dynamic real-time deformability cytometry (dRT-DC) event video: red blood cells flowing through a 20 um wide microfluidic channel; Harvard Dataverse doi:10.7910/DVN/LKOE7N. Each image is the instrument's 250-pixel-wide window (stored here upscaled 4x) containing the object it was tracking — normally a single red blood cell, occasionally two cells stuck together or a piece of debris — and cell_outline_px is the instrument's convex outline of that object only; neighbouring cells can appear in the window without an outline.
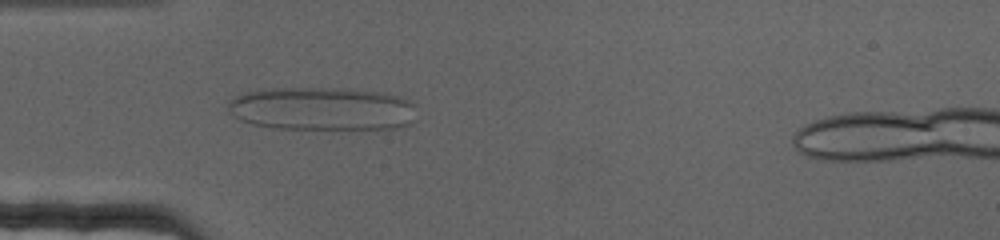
{"species": "human", "species_latin": "Homo sapiens", "temperature_condition": "cold", "stored_images_in_passage": 67, "camera_frame_rate_fps": 3000, "um_per_image_px": 0.085, "donor": {"sex": "female"}, "frame": {"image": 1, "passage_image": 19, "time_ms": 6.0, "image_size_px": [1000, 240], "cell_outline_px": [[412, 120], [408, 124], [396, 128], [276, 128], [252, 124], [240, 120], [228, 112], [228, 104], [236, 96], [244, 92], [272, 88], [344, 88], [384, 92], [412, 100]], "centroid_in_image_um": [27.34, 9.22], "position_along_channel_um": 57.7, "area_um2": 47.28}}
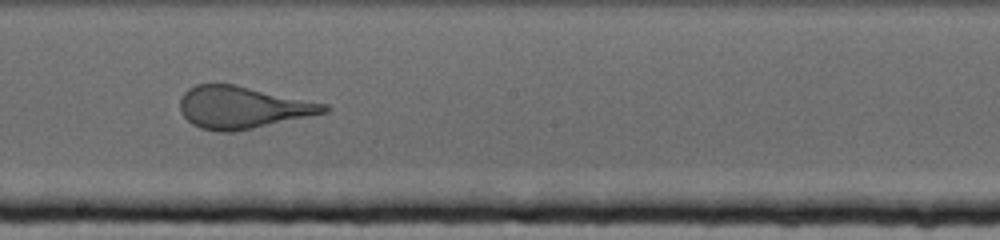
{"frame": {"image": 2, "passage_image": 37, "time_ms": 12.0, "image_size_px": [1000, 240], "cell_outline_px": [[332, 108], [328, 112], [312, 116], [236, 132], [216, 132], [200, 128], [192, 124], [180, 112], [180, 96], [188, 88], [196, 84], [232, 84], [328, 104]], "centroid_in_image_um": [20.62, 9.15], "position_along_channel_um": 227.6, "area_um2": 35.66}}
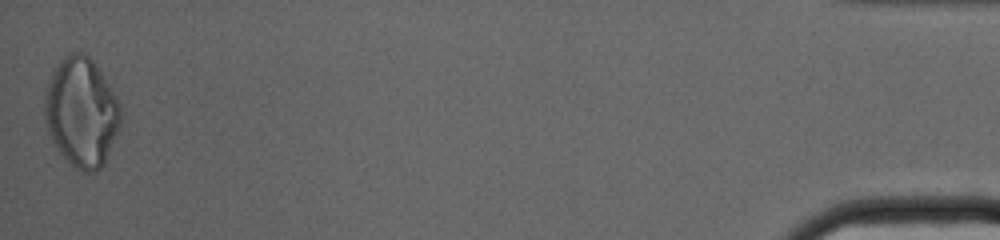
{"frame": {"image": 3, "passage_image": 67, "time_ms": 22.0, "image_size_px": [1000, 240], "cell_outline_px": [[124, 112], [120, 124], [104, 164], [96, 172], [84, 172], [76, 168], [60, 152], [52, 140], [48, 132], [44, 120], [44, 100], [48, 84], [52, 72], [60, 60], [64, 56], [72, 52], [84, 52], [96, 64], [116, 96]], "centroid_in_image_um": [6.93, 9.52], "position_along_channel_um": 428.3, "area_um2": 48.38}}